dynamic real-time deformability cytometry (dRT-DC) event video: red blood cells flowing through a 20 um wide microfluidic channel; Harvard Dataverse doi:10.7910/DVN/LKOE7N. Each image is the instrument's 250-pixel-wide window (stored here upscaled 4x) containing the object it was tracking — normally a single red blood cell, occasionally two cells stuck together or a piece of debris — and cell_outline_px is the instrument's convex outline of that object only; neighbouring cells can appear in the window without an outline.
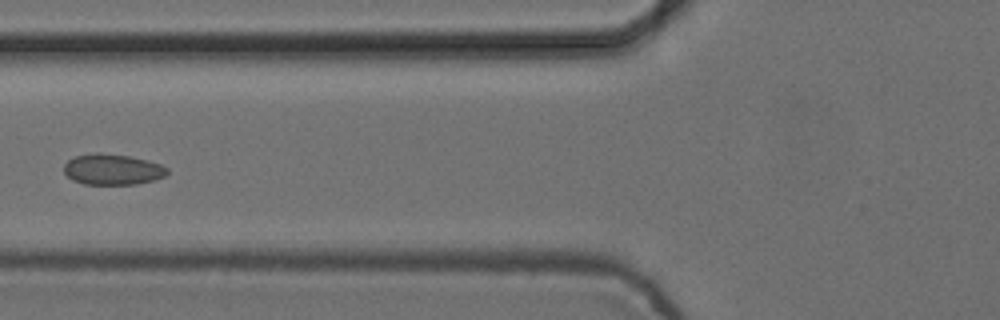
{"species": "common noctule bat (a hibernating species)", "species_latin": "Nyctalus noctula", "temperature_condition": "cold", "stored_images_in_passage": 7, "camera_frame_rate_fps": 3000, "um_per_image_px": 0.085, "animal": {"sex": "female", "body_mass_g": 24.6, "forearm_length_mm": 56.2}, "frame": {"image": 1, "passage_image": 7, "time_ms": 2.0, "image_size_px": [1000, 320], "cell_outline_px": [[168, 172], [164, 176], [156, 180], [136, 184], [84, 184], [72, 180], [64, 172], [64, 164], [68, 160], [76, 156], [96, 152], [100, 152], [128, 156], [148, 160], [160, 164], [168, 168]], "centroid_in_image_um": [9.57, 14.4], "position_along_channel_um": 116.2, "area_um2": 18.61}}